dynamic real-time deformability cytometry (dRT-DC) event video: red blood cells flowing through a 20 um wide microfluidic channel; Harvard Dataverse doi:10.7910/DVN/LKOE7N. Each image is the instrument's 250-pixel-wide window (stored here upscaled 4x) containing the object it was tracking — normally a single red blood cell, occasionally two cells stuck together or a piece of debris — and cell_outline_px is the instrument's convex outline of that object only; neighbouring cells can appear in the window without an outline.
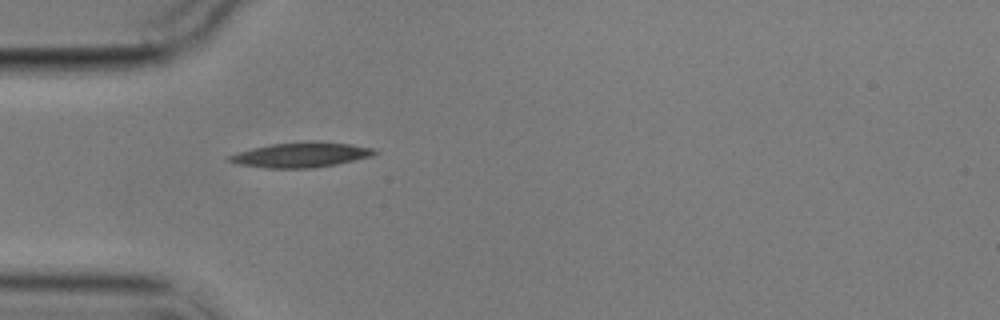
{"species": "common noctule bat (a hibernating species)", "species_latin": "Nyctalus noctula", "temperature_condition": "cold", "stored_images_in_passage": 2, "camera_frame_rate_fps": 3000, "um_per_image_px": 0.085, "animal": {"sex": "male", "body_mass_g": 17.9}, "frame": {"image": 1, "passage_image": 1, "time_ms": 0.0, "image_size_px": [1000, 320], "cell_outline_px": [[380, 152], [372, 156], [336, 164], [312, 168], [264, 168], [236, 164], [228, 160], [224, 156], [236, 152], [252, 148], [272, 144], [348, 144], [372, 148]], "centroid_in_image_um": [25.48, 13.21], "position_along_channel_um": 59.5, "area_um2": 20.23}}
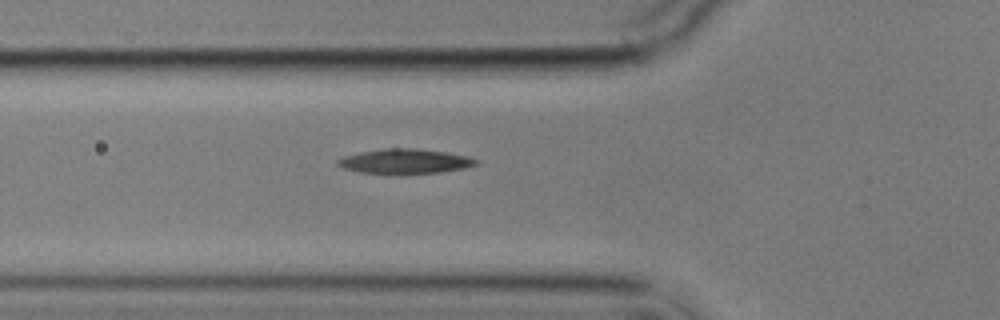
{"frame": {"image": 2, "passage_image": 2, "time_ms": 1.0, "image_size_px": [1000, 320], "cell_outline_px": [[480, 164], [464, 168], [440, 172], [360, 172], [344, 168], [336, 164], [336, 160], [344, 156], [360, 152], [384, 148], [416, 148], [444, 152], [468, 156], [480, 160]], "centroid_in_image_um": [34.46, 13.68], "position_along_channel_um": 91.3, "area_um2": 19.42}}